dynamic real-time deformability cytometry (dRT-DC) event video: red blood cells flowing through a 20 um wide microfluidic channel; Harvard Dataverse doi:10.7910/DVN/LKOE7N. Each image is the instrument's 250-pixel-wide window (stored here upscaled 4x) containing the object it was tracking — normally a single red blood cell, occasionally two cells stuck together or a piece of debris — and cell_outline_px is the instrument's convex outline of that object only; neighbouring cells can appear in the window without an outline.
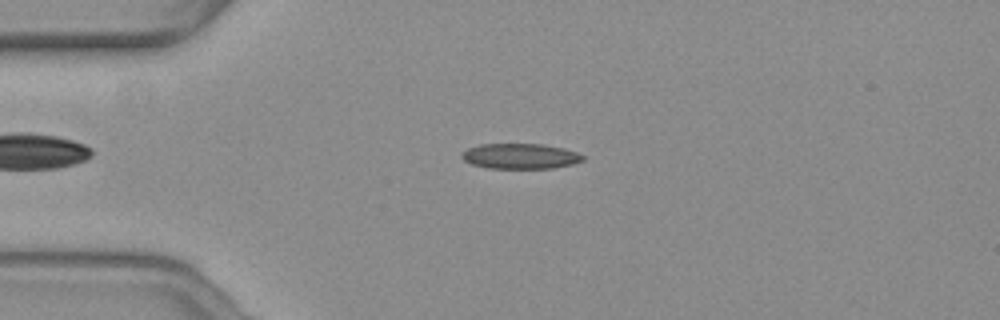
{"species": "common noctule bat (a hibernating species)", "species_latin": "Nyctalus noctula", "temperature_condition": "warm", "stored_images_in_passage": 56, "camera_frame_rate_fps": 3000, "um_per_image_px": 0.085, "animal": {"sex": "female", "body_mass_g": 19.3, "forearm_length_mm": 54.1}, "frame": {"image": 1, "passage_image": 13, "time_ms": 4.0, "image_size_px": [1000, 320], "cell_outline_px": [[584, 160], [572, 164], [552, 168], [488, 168], [472, 164], [464, 160], [460, 156], [468, 148], [480, 144], [540, 144], [560, 148], [576, 152], [584, 156]], "centroid_in_image_um": [44.2, 13.28], "position_along_channel_um": 40.8, "area_um2": 17.63}}
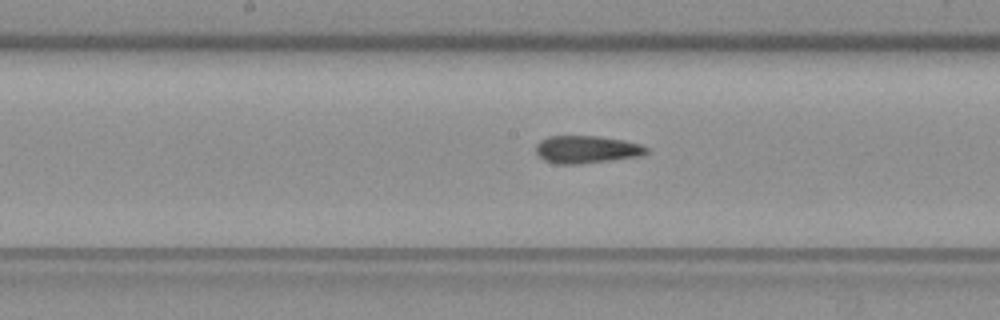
{"frame": {"image": 2, "passage_image": 28, "time_ms": 9.0, "image_size_px": [1000, 320], "cell_outline_px": [[648, 152], [644, 156], [580, 164], [556, 164], [544, 160], [536, 152], [536, 144], [540, 140], [548, 136], [596, 136], [624, 140], [640, 144], [648, 148]], "centroid_in_image_um": [49.88, 12.71], "position_along_channel_um": 198.3, "area_um2": 17.92}}
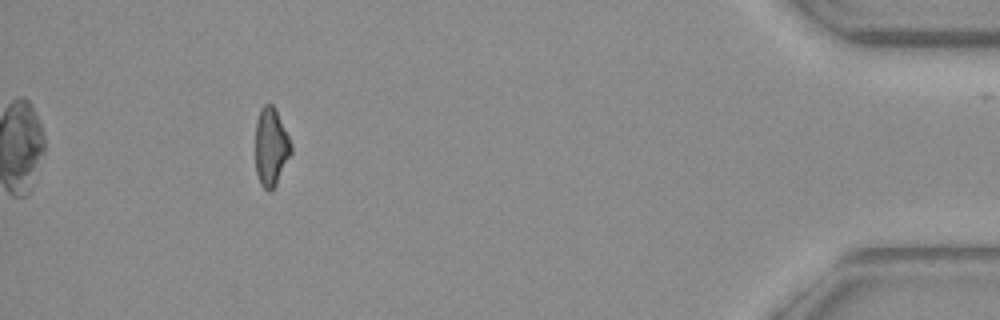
{"frame": {"image": 3, "passage_image": 51, "time_ms": 16.667, "image_size_px": [1000, 320], "cell_outline_px": [[292, 152], [276, 184], [268, 192], [260, 184], [256, 172], [256, 120], [260, 108], [264, 104], [272, 104], [276, 108], [292, 144]], "centroid_in_image_um": [23.04, 12.45], "position_along_channel_um": 412.2, "area_um2": 16.3}, "authors_computed_cell_mechanics": {"area_um2": 17.8024, "velocity_mm_per_s": 3.6504, "shape_relaxation_time_tau1_ms": 6.053, "shape_relaxation_time_tau2_ms": 1.9634, "deformation_change_tau1": 0.1517, "deformation_change_tau2": 0.1012}}